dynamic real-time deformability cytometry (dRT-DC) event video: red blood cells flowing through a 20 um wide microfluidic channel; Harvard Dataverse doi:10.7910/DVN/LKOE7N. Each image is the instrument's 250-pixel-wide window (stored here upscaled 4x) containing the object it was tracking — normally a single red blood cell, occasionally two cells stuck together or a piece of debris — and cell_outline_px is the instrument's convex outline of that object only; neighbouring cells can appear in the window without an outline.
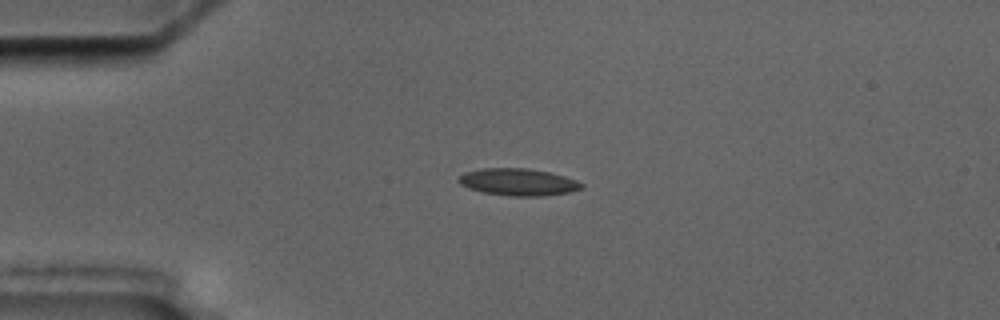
{"species": "common noctule bat (a hibernating species)", "species_latin": "Nyctalus noctula", "temperature_condition": "cold", "stored_images_in_passage": 4, "camera_frame_rate_fps": 3000, "um_per_image_px": 0.085, "animal": {"sex": "male", "body_mass_g": 17.5, "forearm_length_mm": 52.3}, "frame": {"image": 1, "passage_image": 3, "time_ms": 2.333, "image_size_px": [1000, 320], "cell_outline_px": [[584, 188], [568, 192], [544, 196], [508, 196], [484, 192], [468, 188], [460, 184], [456, 180], [464, 172], [480, 168], [528, 168], [548, 172], [564, 176], [576, 180], [584, 184]], "centroid_in_image_um": [44.03, 15.47], "position_along_channel_um": 41.0, "area_um2": 19.48}}